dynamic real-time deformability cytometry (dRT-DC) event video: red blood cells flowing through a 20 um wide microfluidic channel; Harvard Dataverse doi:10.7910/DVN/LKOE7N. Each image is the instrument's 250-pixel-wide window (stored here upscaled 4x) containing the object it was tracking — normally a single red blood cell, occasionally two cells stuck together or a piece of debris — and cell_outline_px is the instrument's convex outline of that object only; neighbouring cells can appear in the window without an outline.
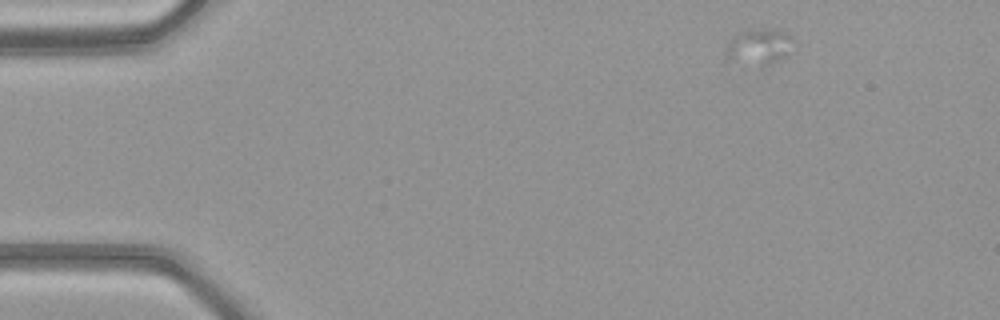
{"species": "common noctule bat (a hibernating species)", "species_latin": "Nyctalus noctula", "temperature_condition": "warm", "stored_images_in_passage": 18, "camera_frame_rate_fps": 3000, "um_per_image_px": 0.085, "animal": {"sex": "female", "body_mass_g": 21.9}, "frame": {"image": 1, "passage_image": 1, "time_ms": 0.0, "image_size_px": [1000, 320], "cell_outline_px": [[792, 40], [784, 60], [764, 68], [760, 68], [724, 56], [724, 52], [728, 40], [732, 36], [740, 32], [764, 28], [776, 28], [784, 32]], "centroid_in_image_um": [64.49, 4.0], "position_along_channel_um": 20.5, "area_um2": 14.39}}
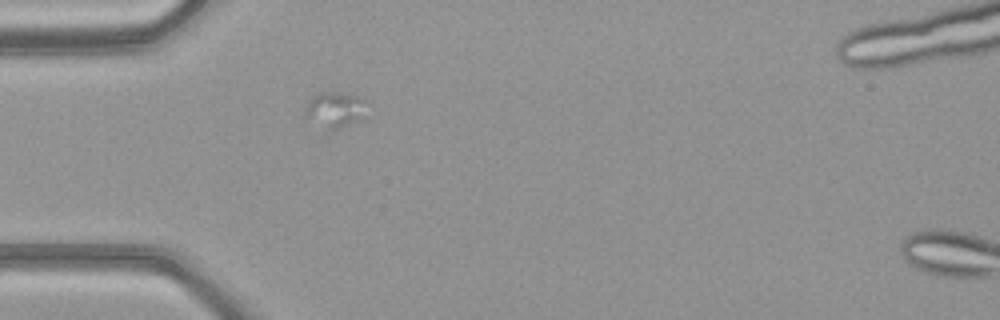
{"frame": {"image": 2, "passage_image": 10, "time_ms": 3.0, "image_size_px": [1000, 320], "cell_outline_px": [[368, 100], [364, 116], [328, 136], [300, 116], [308, 100], [312, 96], [320, 92], [336, 92], [356, 96]], "centroid_in_image_um": [28.34, 9.43], "position_along_channel_um": 56.7, "area_um2": 14.16}}